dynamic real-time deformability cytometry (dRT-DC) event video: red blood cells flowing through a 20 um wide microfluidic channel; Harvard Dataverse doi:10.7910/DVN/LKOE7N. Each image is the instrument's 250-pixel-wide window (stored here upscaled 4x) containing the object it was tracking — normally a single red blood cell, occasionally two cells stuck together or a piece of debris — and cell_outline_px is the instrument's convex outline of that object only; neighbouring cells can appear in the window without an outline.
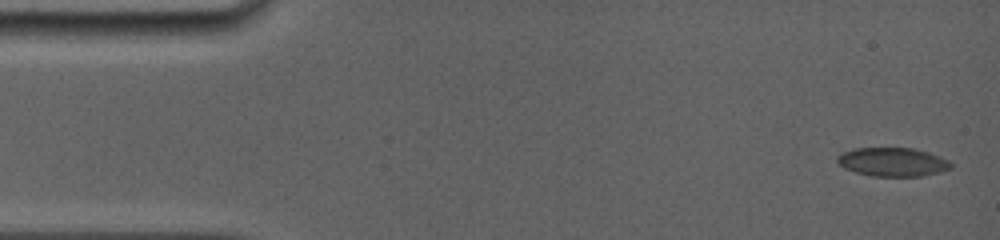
{"species": "common noctule bat (a hibernating species)", "species_latin": "Nyctalus noctula", "temperature_condition": "room temperature", "stored_images_in_passage": 30, "camera_frame_rate_fps": 5000, "um_per_image_px": 0.085, "animal": {"sex": "female", "body_mass_g": 19.0, "forearm_length_mm": 56.7}, "frame": {"image": 1, "passage_image": 1, "time_ms": 0.0, "image_size_px": [1000, 240], "cell_outline_px": [[952, 168], [940, 172], [920, 176], [872, 176], [856, 172], [844, 168], [836, 160], [836, 156], [852, 148], [912, 148], [928, 152], [940, 156], [948, 160], [952, 164]], "centroid_in_image_um": [75.88, 13.76], "position_along_channel_um": 9.1, "area_um2": 19.02}}
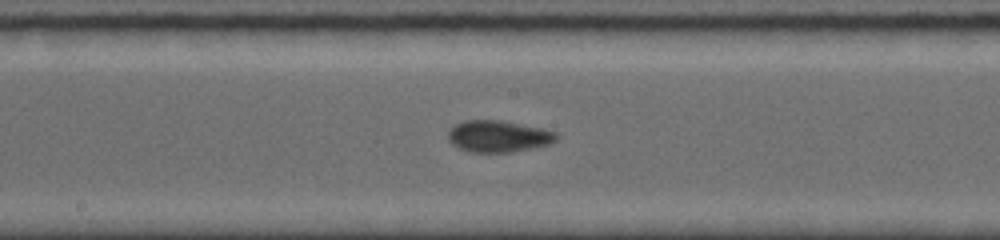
{"frame": {"image": 2, "passage_image": 18, "time_ms": 8.0, "image_size_px": [1000, 240], "cell_outline_px": [[560, 136], [552, 144], [512, 152], [468, 152], [452, 144], [448, 140], [448, 132], [456, 124], [464, 120], [500, 120], [544, 128], [556, 132]], "centroid_in_image_um": [42.4, 11.58], "position_along_channel_um": 205.8, "area_um2": 20.17}}
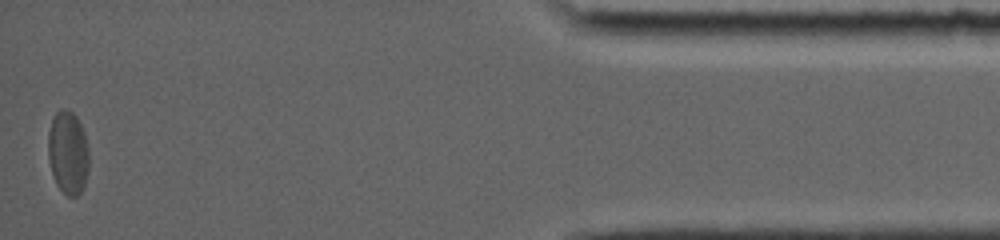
{"frame": {"image": 3, "passage_image": 30, "time_ms": 15.4, "image_size_px": [1000, 240], "cell_outline_px": [[88, 172], [84, 184], [80, 192], [76, 196], [68, 196], [56, 184], [48, 160], [48, 132], [52, 116], [60, 108], [64, 108], [72, 112], [76, 116], [84, 132], [88, 144]], "centroid_in_image_um": [5.77, 12.93], "position_along_channel_um": 429.4, "area_um2": 19.94}, "authors_computed_cell_mechanics": {"area_um2": 19.2763, "velocity_mm_per_s": 3.8815, "shape_relaxation_time_tau1_ms": 4.0653, "shape_relaxation_time_tau2_ms": 2.1811, "deformation_change_tau1": 0.0848, "deformation_change_tau2": 0.0629}}